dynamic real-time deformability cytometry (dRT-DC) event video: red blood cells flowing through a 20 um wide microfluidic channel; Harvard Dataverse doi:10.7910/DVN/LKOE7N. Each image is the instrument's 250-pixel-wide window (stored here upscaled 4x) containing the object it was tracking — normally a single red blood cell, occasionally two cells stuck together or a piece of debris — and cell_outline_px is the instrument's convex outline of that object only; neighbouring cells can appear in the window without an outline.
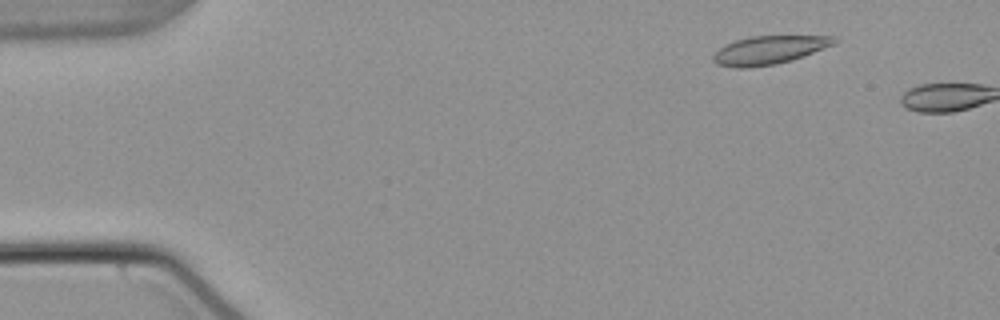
{"species": "common noctule bat (a hibernating species)", "species_latin": "Nyctalus noctula", "temperature_condition": "warm", "stored_images_in_passage": 6, "camera_frame_rate_fps": 3000, "um_per_image_px": 0.085, "animal": {"sex": "male", "body_mass_g": 21.5, "forearm_length_mm": 52.0}, "frame": {"image": 1, "passage_image": 5, "time_ms": 1.333, "image_size_px": [1000, 320], "cell_outline_px": [[840, 40], [836, 44], [792, 60], [776, 64], [744, 68], [736, 68], [716, 64], [712, 60], [712, 56], [724, 44], [736, 40], [752, 36], [836, 36]], "centroid_in_image_um": [65.4, 4.25], "position_along_channel_um": 19.6, "area_um2": 20.11}}